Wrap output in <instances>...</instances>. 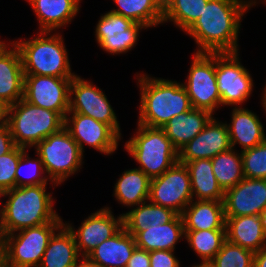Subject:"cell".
Here are the masks:
<instances>
[{
    "label": "cell",
    "instance_id": "cell-23",
    "mask_svg": "<svg viewBox=\"0 0 266 267\" xmlns=\"http://www.w3.org/2000/svg\"><path fill=\"white\" fill-rule=\"evenodd\" d=\"M189 210V211H188ZM184 230L226 229L223 201L198 200L181 213Z\"/></svg>",
    "mask_w": 266,
    "mask_h": 267
},
{
    "label": "cell",
    "instance_id": "cell-32",
    "mask_svg": "<svg viewBox=\"0 0 266 267\" xmlns=\"http://www.w3.org/2000/svg\"><path fill=\"white\" fill-rule=\"evenodd\" d=\"M232 150L219 153L211 159L213 173L224 192L244 178L242 155Z\"/></svg>",
    "mask_w": 266,
    "mask_h": 267
},
{
    "label": "cell",
    "instance_id": "cell-14",
    "mask_svg": "<svg viewBox=\"0 0 266 267\" xmlns=\"http://www.w3.org/2000/svg\"><path fill=\"white\" fill-rule=\"evenodd\" d=\"M225 217L260 216L266 207V179L243 178L224 193Z\"/></svg>",
    "mask_w": 266,
    "mask_h": 267
},
{
    "label": "cell",
    "instance_id": "cell-24",
    "mask_svg": "<svg viewBox=\"0 0 266 267\" xmlns=\"http://www.w3.org/2000/svg\"><path fill=\"white\" fill-rule=\"evenodd\" d=\"M185 235L181 215H177L172 221L149 226L145 231H140L135 236L136 246L146 251L174 250L175 243Z\"/></svg>",
    "mask_w": 266,
    "mask_h": 267
},
{
    "label": "cell",
    "instance_id": "cell-10",
    "mask_svg": "<svg viewBox=\"0 0 266 267\" xmlns=\"http://www.w3.org/2000/svg\"><path fill=\"white\" fill-rule=\"evenodd\" d=\"M187 86H184L194 109L213 113L221 105L215 73V53H196Z\"/></svg>",
    "mask_w": 266,
    "mask_h": 267
},
{
    "label": "cell",
    "instance_id": "cell-16",
    "mask_svg": "<svg viewBox=\"0 0 266 267\" xmlns=\"http://www.w3.org/2000/svg\"><path fill=\"white\" fill-rule=\"evenodd\" d=\"M231 148L227 124L211 118L204 129L178 151V162L185 164L197 159H212Z\"/></svg>",
    "mask_w": 266,
    "mask_h": 267
},
{
    "label": "cell",
    "instance_id": "cell-29",
    "mask_svg": "<svg viewBox=\"0 0 266 267\" xmlns=\"http://www.w3.org/2000/svg\"><path fill=\"white\" fill-rule=\"evenodd\" d=\"M130 212L123 214V227L132 236L155 226L172 221L178 214L173 210L156 204L143 202Z\"/></svg>",
    "mask_w": 266,
    "mask_h": 267
},
{
    "label": "cell",
    "instance_id": "cell-41",
    "mask_svg": "<svg viewBox=\"0 0 266 267\" xmlns=\"http://www.w3.org/2000/svg\"><path fill=\"white\" fill-rule=\"evenodd\" d=\"M16 147L9 127L5 124L0 127V156L11 152Z\"/></svg>",
    "mask_w": 266,
    "mask_h": 267
},
{
    "label": "cell",
    "instance_id": "cell-25",
    "mask_svg": "<svg viewBox=\"0 0 266 267\" xmlns=\"http://www.w3.org/2000/svg\"><path fill=\"white\" fill-rule=\"evenodd\" d=\"M231 123L227 125L231 147L238 142L246 150L266 140L260 120L249 110L235 107Z\"/></svg>",
    "mask_w": 266,
    "mask_h": 267
},
{
    "label": "cell",
    "instance_id": "cell-13",
    "mask_svg": "<svg viewBox=\"0 0 266 267\" xmlns=\"http://www.w3.org/2000/svg\"><path fill=\"white\" fill-rule=\"evenodd\" d=\"M75 99H72V94ZM69 113H80L108 124L119 136L120 128L116 115L103 92L90 82L74 76L70 84ZM73 100V101H71Z\"/></svg>",
    "mask_w": 266,
    "mask_h": 267
},
{
    "label": "cell",
    "instance_id": "cell-48",
    "mask_svg": "<svg viewBox=\"0 0 266 267\" xmlns=\"http://www.w3.org/2000/svg\"><path fill=\"white\" fill-rule=\"evenodd\" d=\"M263 105H264L265 110H266V88H265V94L263 96Z\"/></svg>",
    "mask_w": 266,
    "mask_h": 267
},
{
    "label": "cell",
    "instance_id": "cell-26",
    "mask_svg": "<svg viewBox=\"0 0 266 267\" xmlns=\"http://www.w3.org/2000/svg\"><path fill=\"white\" fill-rule=\"evenodd\" d=\"M39 18L42 32L69 23L79 10V0H28Z\"/></svg>",
    "mask_w": 266,
    "mask_h": 267
},
{
    "label": "cell",
    "instance_id": "cell-28",
    "mask_svg": "<svg viewBox=\"0 0 266 267\" xmlns=\"http://www.w3.org/2000/svg\"><path fill=\"white\" fill-rule=\"evenodd\" d=\"M188 169L192 196L198 200L224 201V191L219 186L212 170L211 159H197L185 163Z\"/></svg>",
    "mask_w": 266,
    "mask_h": 267
},
{
    "label": "cell",
    "instance_id": "cell-12",
    "mask_svg": "<svg viewBox=\"0 0 266 267\" xmlns=\"http://www.w3.org/2000/svg\"><path fill=\"white\" fill-rule=\"evenodd\" d=\"M215 73L221 104L237 105L248 98L253 82L238 62L237 52L215 53Z\"/></svg>",
    "mask_w": 266,
    "mask_h": 267
},
{
    "label": "cell",
    "instance_id": "cell-34",
    "mask_svg": "<svg viewBox=\"0 0 266 267\" xmlns=\"http://www.w3.org/2000/svg\"><path fill=\"white\" fill-rule=\"evenodd\" d=\"M185 237L202 258V264H208L221 250L226 240V229L185 230Z\"/></svg>",
    "mask_w": 266,
    "mask_h": 267
},
{
    "label": "cell",
    "instance_id": "cell-6",
    "mask_svg": "<svg viewBox=\"0 0 266 267\" xmlns=\"http://www.w3.org/2000/svg\"><path fill=\"white\" fill-rule=\"evenodd\" d=\"M138 134L126 142L127 151L150 179L161 176L178 162V151L163 128L138 124Z\"/></svg>",
    "mask_w": 266,
    "mask_h": 267
},
{
    "label": "cell",
    "instance_id": "cell-5",
    "mask_svg": "<svg viewBox=\"0 0 266 267\" xmlns=\"http://www.w3.org/2000/svg\"><path fill=\"white\" fill-rule=\"evenodd\" d=\"M50 32H40L35 39L15 42L20 52L24 75L73 78L61 36L43 37Z\"/></svg>",
    "mask_w": 266,
    "mask_h": 267
},
{
    "label": "cell",
    "instance_id": "cell-22",
    "mask_svg": "<svg viewBox=\"0 0 266 267\" xmlns=\"http://www.w3.org/2000/svg\"><path fill=\"white\" fill-rule=\"evenodd\" d=\"M212 118L206 110L194 109L172 117L162 128L177 151L199 134Z\"/></svg>",
    "mask_w": 266,
    "mask_h": 267
},
{
    "label": "cell",
    "instance_id": "cell-18",
    "mask_svg": "<svg viewBox=\"0 0 266 267\" xmlns=\"http://www.w3.org/2000/svg\"><path fill=\"white\" fill-rule=\"evenodd\" d=\"M66 226L74 235L78 252L84 249L82 257H86L96 246L111 238L123 227V215L115 220L109 208H106L90 215L77 232L71 226Z\"/></svg>",
    "mask_w": 266,
    "mask_h": 267
},
{
    "label": "cell",
    "instance_id": "cell-8",
    "mask_svg": "<svg viewBox=\"0 0 266 267\" xmlns=\"http://www.w3.org/2000/svg\"><path fill=\"white\" fill-rule=\"evenodd\" d=\"M36 146L44 170L56 184L63 182L81 165L83 153L65 127L43 139Z\"/></svg>",
    "mask_w": 266,
    "mask_h": 267
},
{
    "label": "cell",
    "instance_id": "cell-47",
    "mask_svg": "<svg viewBox=\"0 0 266 267\" xmlns=\"http://www.w3.org/2000/svg\"><path fill=\"white\" fill-rule=\"evenodd\" d=\"M6 44L0 41V55L7 49Z\"/></svg>",
    "mask_w": 266,
    "mask_h": 267
},
{
    "label": "cell",
    "instance_id": "cell-2",
    "mask_svg": "<svg viewBox=\"0 0 266 267\" xmlns=\"http://www.w3.org/2000/svg\"><path fill=\"white\" fill-rule=\"evenodd\" d=\"M46 184L15 187L1 193L9 196L0 210V235L11 234L28 227H35L53 221H61L54 213L51 194Z\"/></svg>",
    "mask_w": 266,
    "mask_h": 267
},
{
    "label": "cell",
    "instance_id": "cell-40",
    "mask_svg": "<svg viewBox=\"0 0 266 267\" xmlns=\"http://www.w3.org/2000/svg\"><path fill=\"white\" fill-rule=\"evenodd\" d=\"M126 267H150V252L136 247Z\"/></svg>",
    "mask_w": 266,
    "mask_h": 267
},
{
    "label": "cell",
    "instance_id": "cell-4",
    "mask_svg": "<svg viewBox=\"0 0 266 267\" xmlns=\"http://www.w3.org/2000/svg\"><path fill=\"white\" fill-rule=\"evenodd\" d=\"M7 116L6 125L15 145L24 149L65 127V119L58 112L33 105L23 98L7 107Z\"/></svg>",
    "mask_w": 266,
    "mask_h": 267
},
{
    "label": "cell",
    "instance_id": "cell-3",
    "mask_svg": "<svg viewBox=\"0 0 266 267\" xmlns=\"http://www.w3.org/2000/svg\"><path fill=\"white\" fill-rule=\"evenodd\" d=\"M139 81L142 94L139 124L162 128L172 117L193 108L183 84L144 75Z\"/></svg>",
    "mask_w": 266,
    "mask_h": 267
},
{
    "label": "cell",
    "instance_id": "cell-46",
    "mask_svg": "<svg viewBox=\"0 0 266 267\" xmlns=\"http://www.w3.org/2000/svg\"><path fill=\"white\" fill-rule=\"evenodd\" d=\"M260 218L262 220L263 228L266 234V207L261 211Z\"/></svg>",
    "mask_w": 266,
    "mask_h": 267
},
{
    "label": "cell",
    "instance_id": "cell-39",
    "mask_svg": "<svg viewBox=\"0 0 266 267\" xmlns=\"http://www.w3.org/2000/svg\"><path fill=\"white\" fill-rule=\"evenodd\" d=\"M172 250L150 251V267H179Z\"/></svg>",
    "mask_w": 266,
    "mask_h": 267
},
{
    "label": "cell",
    "instance_id": "cell-15",
    "mask_svg": "<svg viewBox=\"0 0 266 267\" xmlns=\"http://www.w3.org/2000/svg\"><path fill=\"white\" fill-rule=\"evenodd\" d=\"M144 25L112 11L101 16L96 27V38L105 51L122 53L131 49Z\"/></svg>",
    "mask_w": 266,
    "mask_h": 267
},
{
    "label": "cell",
    "instance_id": "cell-20",
    "mask_svg": "<svg viewBox=\"0 0 266 267\" xmlns=\"http://www.w3.org/2000/svg\"><path fill=\"white\" fill-rule=\"evenodd\" d=\"M14 48L0 55V102L7 107L23 98L24 70L20 52Z\"/></svg>",
    "mask_w": 266,
    "mask_h": 267
},
{
    "label": "cell",
    "instance_id": "cell-43",
    "mask_svg": "<svg viewBox=\"0 0 266 267\" xmlns=\"http://www.w3.org/2000/svg\"><path fill=\"white\" fill-rule=\"evenodd\" d=\"M0 267H6V249L3 237L0 235Z\"/></svg>",
    "mask_w": 266,
    "mask_h": 267
},
{
    "label": "cell",
    "instance_id": "cell-44",
    "mask_svg": "<svg viewBox=\"0 0 266 267\" xmlns=\"http://www.w3.org/2000/svg\"><path fill=\"white\" fill-rule=\"evenodd\" d=\"M7 106L0 102V127L6 124Z\"/></svg>",
    "mask_w": 266,
    "mask_h": 267
},
{
    "label": "cell",
    "instance_id": "cell-42",
    "mask_svg": "<svg viewBox=\"0 0 266 267\" xmlns=\"http://www.w3.org/2000/svg\"><path fill=\"white\" fill-rule=\"evenodd\" d=\"M253 267H266V246L255 252Z\"/></svg>",
    "mask_w": 266,
    "mask_h": 267
},
{
    "label": "cell",
    "instance_id": "cell-7",
    "mask_svg": "<svg viewBox=\"0 0 266 267\" xmlns=\"http://www.w3.org/2000/svg\"><path fill=\"white\" fill-rule=\"evenodd\" d=\"M62 225V221H53L21 229L16 238L13 233L4 235L6 267H38L54 230Z\"/></svg>",
    "mask_w": 266,
    "mask_h": 267
},
{
    "label": "cell",
    "instance_id": "cell-49",
    "mask_svg": "<svg viewBox=\"0 0 266 267\" xmlns=\"http://www.w3.org/2000/svg\"><path fill=\"white\" fill-rule=\"evenodd\" d=\"M194 267H210L209 264H200V265H196Z\"/></svg>",
    "mask_w": 266,
    "mask_h": 267
},
{
    "label": "cell",
    "instance_id": "cell-31",
    "mask_svg": "<svg viewBox=\"0 0 266 267\" xmlns=\"http://www.w3.org/2000/svg\"><path fill=\"white\" fill-rule=\"evenodd\" d=\"M119 10L112 12L140 23L145 27L163 22V0H114Z\"/></svg>",
    "mask_w": 266,
    "mask_h": 267
},
{
    "label": "cell",
    "instance_id": "cell-27",
    "mask_svg": "<svg viewBox=\"0 0 266 267\" xmlns=\"http://www.w3.org/2000/svg\"><path fill=\"white\" fill-rule=\"evenodd\" d=\"M59 234H53L38 267H74L77 264L78 249L72 231L61 227Z\"/></svg>",
    "mask_w": 266,
    "mask_h": 267
},
{
    "label": "cell",
    "instance_id": "cell-21",
    "mask_svg": "<svg viewBox=\"0 0 266 267\" xmlns=\"http://www.w3.org/2000/svg\"><path fill=\"white\" fill-rule=\"evenodd\" d=\"M225 218L226 239L229 242L254 253L266 246L264 243L266 234L260 216L246 215Z\"/></svg>",
    "mask_w": 266,
    "mask_h": 267
},
{
    "label": "cell",
    "instance_id": "cell-45",
    "mask_svg": "<svg viewBox=\"0 0 266 267\" xmlns=\"http://www.w3.org/2000/svg\"><path fill=\"white\" fill-rule=\"evenodd\" d=\"M74 267H100V266H98L97 264L92 263L86 257H84V259L82 260L80 265L77 266V264H76Z\"/></svg>",
    "mask_w": 266,
    "mask_h": 267
},
{
    "label": "cell",
    "instance_id": "cell-37",
    "mask_svg": "<svg viewBox=\"0 0 266 267\" xmlns=\"http://www.w3.org/2000/svg\"><path fill=\"white\" fill-rule=\"evenodd\" d=\"M21 157V147L0 156V194L16 187L15 172Z\"/></svg>",
    "mask_w": 266,
    "mask_h": 267
},
{
    "label": "cell",
    "instance_id": "cell-1",
    "mask_svg": "<svg viewBox=\"0 0 266 267\" xmlns=\"http://www.w3.org/2000/svg\"><path fill=\"white\" fill-rule=\"evenodd\" d=\"M250 6L239 0H209L186 31L201 47L197 53L237 52L239 22Z\"/></svg>",
    "mask_w": 266,
    "mask_h": 267
},
{
    "label": "cell",
    "instance_id": "cell-38",
    "mask_svg": "<svg viewBox=\"0 0 266 267\" xmlns=\"http://www.w3.org/2000/svg\"><path fill=\"white\" fill-rule=\"evenodd\" d=\"M29 158L28 156H26V151L24 148H21V157L19 159V163L17 165V169H16V172H15V176H16V187H23V186H30V185H41V184H47V179L44 177V178H40L38 177L39 175H37L35 173V176L33 178V176L31 177V179L29 181H25V180H22L21 178V168H22V164L23 163H28L30 164L32 167H34L35 169L38 168L40 171L44 170L43 168V164H42V160L41 158H39V160H36L34 161H29L30 159H27ZM27 161V162H26ZM30 167V166H29ZM33 170V169H32ZM34 175V174H32ZM37 175V176H36ZM36 177V178H35ZM38 177V179H37ZM33 178V179H32Z\"/></svg>",
    "mask_w": 266,
    "mask_h": 267
},
{
    "label": "cell",
    "instance_id": "cell-11",
    "mask_svg": "<svg viewBox=\"0 0 266 267\" xmlns=\"http://www.w3.org/2000/svg\"><path fill=\"white\" fill-rule=\"evenodd\" d=\"M72 79L24 75L23 99L41 108L58 112L65 119L69 112Z\"/></svg>",
    "mask_w": 266,
    "mask_h": 267
},
{
    "label": "cell",
    "instance_id": "cell-30",
    "mask_svg": "<svg viewBox=\"0 0 266 267\" xmlns=\"http://www.w3.org/2000/svg\"><path fill=\"white\" fill-rule=\"evenodd\" d=\"M151 179L140 169L125 171L115 185V196L124 205H141L149 200Z\"/></svg>",
    "mask_w": 266,
    "mask_h": 267
},
{
    "label": "cell",
    "instance_id": "cell-33",
    "mask_svg": "<svg viewBox=\"0 0 266 267\" xmlns=\"http://www.w3.org/2000/svg\"><path fill=\"white\" fill-rule=\"evenodd\" d=\"M209 0H163V21L170 19L187 31L201 16Z\"/></svg>",
    "mask_w": 266,
    "mask_h": 267
},
{
    "label": "cell",
    "instance_id": "cell-17",
    "mask_svg": "<svg viewBox=\"0 0 266 267\" xmlns=\"http://www.w3.org/2000/svg\"><path fill=\"white\" fill-rule=\"evenodd\" d=\"M72 114V120H68V117L65 118V128L77 142L82 152L83 141L106 154H111L116 150L118 146L117 140H119L120 136L108 124L80 113ZM69 121H71L73 127H67Z\"/></svg>",
    "mask_w": 266,
    "mask_h": 267
},
{
    "label": "cell",
    "instance_id": "cell-35",
    "mask_svg": "<svg viewBox=\"0 0 266 267\" xmlns=\"http://www.w3.org/2000/svg\"><path fill=\"white\" fill-rule=\"evenodd\" d=\"M254 252L239 245L223 242L221 250L208 263L210 267H253Z\"/></svg>",
    "mask_w": 266,
    "mask_h": 267
},
{
    "label": "cell",
    "instance_id": "cell-36",
    "mask_svg": "<svg viewBox=\"0 0 266 267\" xmlns=\"http://www.w3.org/2000/svg\"><path fill=\"white\" fill-rule=\"evenodd\" d=\"M243 174L248 179H266V140L241 152Z\"/></svg>",
    "mask_w": 266,
    "mask_h": 267
},
{
    "label": "cell",
    "instance_id": "cell-9",
    "mask_svg": "<svg viewBox=\"0 0 266 267\" xmlns=\"http://www.w3.org/2000/svg\"><path fill=\"white\" fill-rule=\"evenodd\" d=\"M192 199L191 180L185 164L177 162L161 176L151 179L149 200L153 204L181 215L192 204Z\"/></svg>",
    "mask_w": 266,
    "mask_h": 267
},
{
    "label": "cell",
    "instance_id": "cell-19",
    "mask_svg": "<svg viewBox=\"0 0 266 267\" xmlns=\"http://www.w3.org/2000/svg\"><path fill=\"white\" fill-rule=\"evenodd\" d=\"M136 247L135 237L122 227L111 238L96 246L86 258L100 267H126Z\"/></svg>",
    "mask_w": 266,
    "mask_h": 267
}]
</instances>
